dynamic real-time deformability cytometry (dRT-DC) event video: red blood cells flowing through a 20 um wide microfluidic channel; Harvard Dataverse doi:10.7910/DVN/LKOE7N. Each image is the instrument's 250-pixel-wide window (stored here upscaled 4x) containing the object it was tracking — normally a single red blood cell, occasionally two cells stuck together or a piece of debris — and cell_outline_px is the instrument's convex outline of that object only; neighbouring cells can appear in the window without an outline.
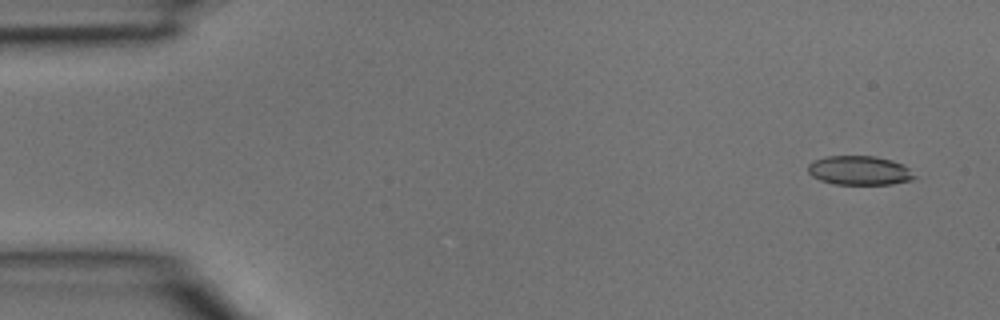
{"species": "common noctule bat (a hibernating species)", "species_latin": "Nyctalus noctula", "temperature_condition": "room temperature", "stored_images_in_passage": 4, "camera_frame_rate_fps": 3000, "um_per_image_px": 0.085, "animal": {"sex": "male", "body_mass_g": 15.6}, "frame": {"image": 1, "passage_image": 1, "time_ms": 0.0, "image_size_px": [1000, 320], "cell_outline_px": [[916, 176], [912, 180], [892, 184], [832, 184], [820, 180], [812, 176], [808, 172], [808, 164], [812, 160], [828, 156], [876, 156], [892, 160], [908, 168]], "centroid_in_image_um": [73.02, 14.49], "position_along_channel_um": 12.0, "area_um2": 18.09}}
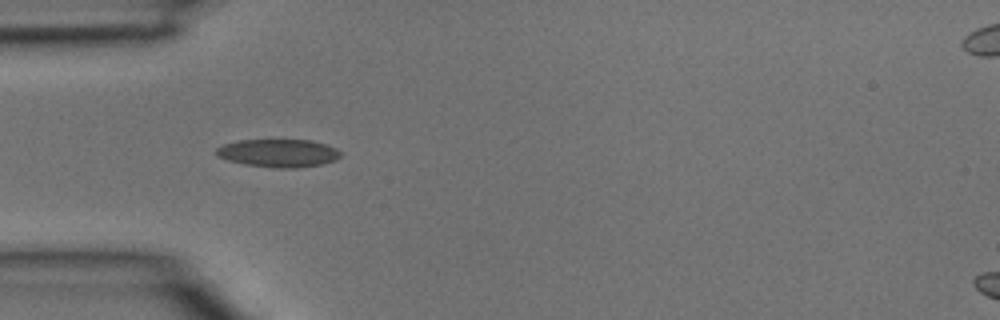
{"frame": {"image": 2, "passage_image": 4, "time_ms": 1.0, "image_size_px": [1000, 320], "cell_outline_px": [[344, 152], [336, 160], [324, 164], [296, 168], [276, 168], [248, 164], [228, 160], [216, 156], [216, 148], [224, 144], [240, 140], [312, 140], [336, 148]], "centroid_in_image_um": [23.71, 13.01], "position_along_channel_um": 61.3, "area_um2": 20.29}}